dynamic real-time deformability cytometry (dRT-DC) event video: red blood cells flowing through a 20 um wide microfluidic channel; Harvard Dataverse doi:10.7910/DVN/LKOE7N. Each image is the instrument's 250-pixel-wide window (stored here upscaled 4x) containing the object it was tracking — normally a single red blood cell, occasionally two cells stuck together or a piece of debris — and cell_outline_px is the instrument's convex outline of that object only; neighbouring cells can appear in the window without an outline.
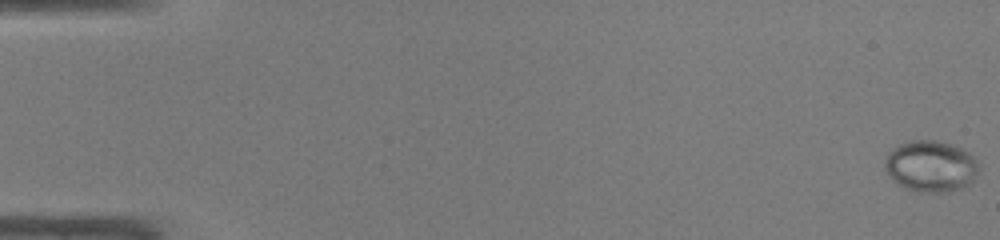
{"species": "common noctule bat (a hibernating species)", "species_latin": "Nyctalus noctula", "temperature_condition": "warm", "stored_images_in_passage": 48, "camera_frame_rate_fps": 3000, "um_per_image_px": 0.085, "animal": {"sex": "male", "body_mass_g": 19.0, "forearm_length_mm": 50.8}, "frame": {"image": 1, "passage_image": 1, "time_ms": 0.0, "image_size_px": [1000, 240], "cell_outline_px": [[980, 172], [968, 184], [960, 188], [948, 192], [920, 192], [908, 188], [892, 180], [888, 176], [884, 168], [884, 164], [888, 152], [892, 148], [900, 144], [912, 140], [936, 140], [960, 148], [968, 152], [976, 160], [980, 168]], "centroid_in_image_um": [79.11, 14.13], "position_along_channel_um": 5.9, "area_um2": 28.03}}
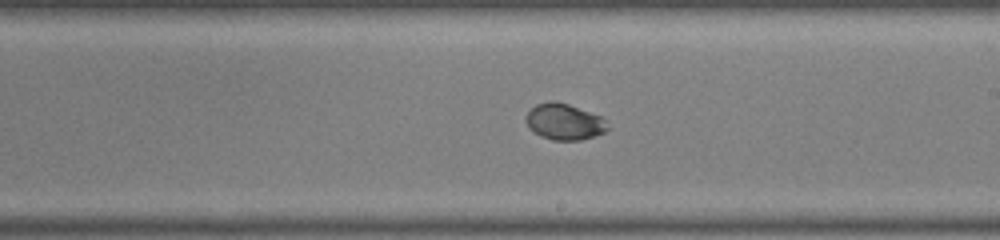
{"frame": {"image": 2, "passage_image": 29, "time_ms": 9.333, "image_size_px": [1000, 240], "cell_outline_px": [[608, 128], [604, 132], [580, 140], [552, 140], [540, 136], [528, 128], [524, 120], [528, 112], [536, 104], [548, 100], [556, 100], [568, 104], [600, 116], [604, 120]], "centroid_in_image_um": [47.9, 10.34], "position_along_channel_um": 241.1, "area_um2": 17.17}}
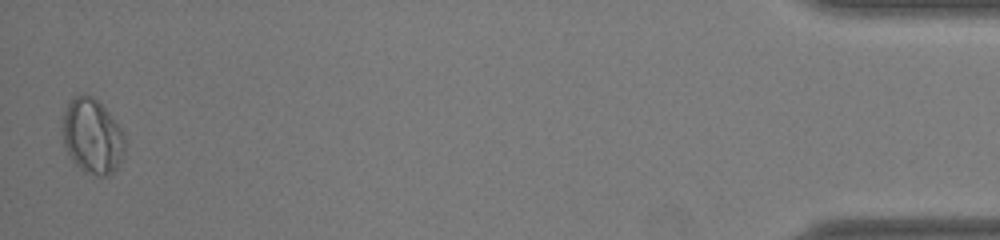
{"frame": {"image": 3, "passage_image": 48, "time_ms": 15.667, "image_size_px": [1000, 240], "cell_outline_px": [[124, 152], [116, 168], [112, 172], [104, 176], [100, 176], [84, 172], [72, 160], [64, 144], [60, 128], [64, 112], [72, 96], [80, 92], [92, 96], [108, 112], [124, 132]], "centroid_in_image_um": [7.8, 11.54], "position_along_channel_um": 427.4, "area_um2": 27.34}, "authors_computed_cell_mechanics": {"area_um2": 20.8658, "velocity_mm_per_s": 4.2886, "shape_relaxation_time_tau1_ms": 4.0875, "shape_relaxation_time_tau2_ms": null, "deformation_change_tau1": 0.1299, "deformation_change_tau2": null}}